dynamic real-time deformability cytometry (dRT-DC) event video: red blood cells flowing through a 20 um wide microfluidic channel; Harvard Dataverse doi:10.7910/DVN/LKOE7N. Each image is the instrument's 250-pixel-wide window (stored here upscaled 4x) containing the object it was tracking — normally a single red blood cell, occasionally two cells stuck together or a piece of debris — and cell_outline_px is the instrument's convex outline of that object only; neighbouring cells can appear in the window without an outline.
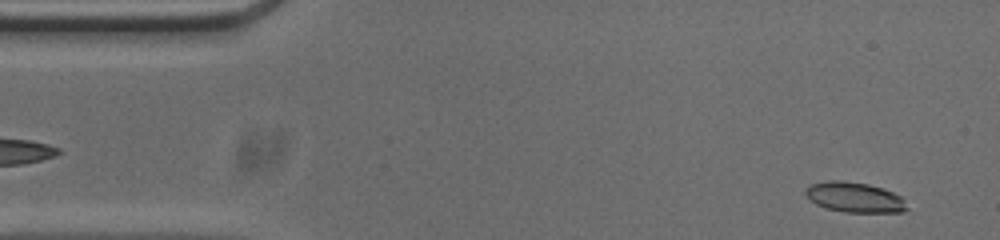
{"species": "common noctule bat (a hibernating species)", "species_latin": "Nyctalus noctula", "temperature_condition": "cold", "stored_images_in_passage": 51, "camera_frame_rate_fps": 3000, "um_per_image_px": 0.085, "animal": {"sex": "male", "body_mass_g": 20.0, "forearm_length_mm": 53.3}, "frame": {"image": 1, "passage_image": 2, "time_ms": 0.333, "image_size_px": [1000, 240], "cell_outline_px": [[908, 208], [904, 212], [844, 212], [828, 208], [816, 204], [804, 192], [812, 184], [828, 180], [840, 180], [868, 184], [884, 188], [900, 196], [904, 200]], "centroid_in_image_um": [72.68, 16.77], "position_along_channel_um": 12.3, "area_um2": 17.63}}
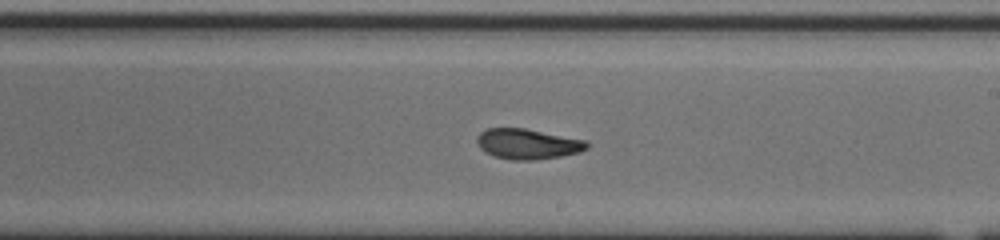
{"frame": {"image": 2, "passage_image": 28, "time_ms": 9.0, "image_size_px": [1000, 240], "cell_outline_px": [[588, 148], [580, 152], [560, 156], [536, 160], [512, 160], [496, 156], [480, 148], [476, 140], [476, 136], [480, 132], [488, 128], [524, 128], [588, 140]], "centroid_in_image_um": [44.88, 12.23], "position_along_channel_um": 244.1, "area_um2": 19.42}}
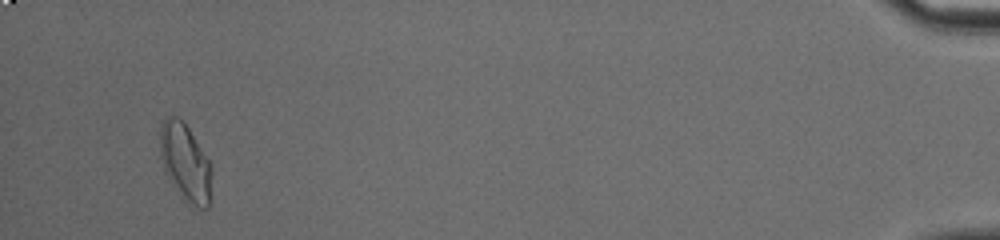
{"frame": {"image": 3, "passage_image": 49, "time_ms": 16.0, "image_size_px": [1000, 240], "cell_outline_px": [[212, 172], [208, 208], [200, 208], [184, 200], [180, 196], [172, 184], [164, 168], [160, 156], [160, 124], [168, 116], [176, 116], [184, 120], [212, 164]], "centroid_in_image_um": [15.76, 13.77], "position_along_channel_um": 419.4, "area_um2": 23.47}, "authors_computed_cell_mechanics": {"area_um2": 19.652, "velocity_mm_per_s": 3.7817, "shape_relaxation_time_tau1_ms": 5.8284, "shape_relaxation_time_tau2_ms": 2.3368, "deformation_change_tau1": 0.1961, "deformation_change_tau2": 0.0883}}